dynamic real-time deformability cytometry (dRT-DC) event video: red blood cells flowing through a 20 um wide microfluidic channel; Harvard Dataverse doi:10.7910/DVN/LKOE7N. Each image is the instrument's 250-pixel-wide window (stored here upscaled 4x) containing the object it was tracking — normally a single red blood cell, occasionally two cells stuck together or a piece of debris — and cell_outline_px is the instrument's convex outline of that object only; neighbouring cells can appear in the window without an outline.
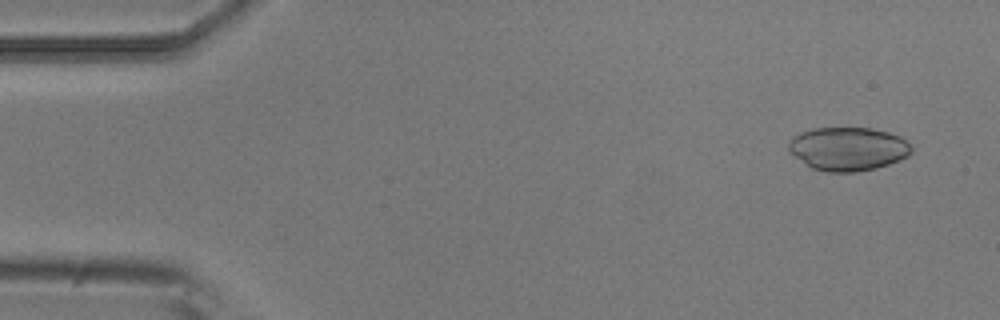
{"species": "common noctule bat (a hibernating species)", "species_latin": "Nyctalus noctula", "temperature_condition": "room temperature", "stored_images_in_passage": 8, "camera_frame_rate_fps": 3000, "um_per_image_px": 0.085, "animal": {"sex": "male", "body_mass_g": 20.5, "forearm_length_mm": 52.5}, "frame": {"image": 1, "passage_image": 1, "time_ms": 0.0, "image_size_px": [1000, 320], "cell_outline_px": [[912, 152], [908, 156], [900, 160], [876, 168], [856, 172], [828, 172], [812, 168], [796, 156], [788, 148], [788, 144], [800, 132], [812, 128], [872, 128], [888, 132], [900, 136], [912, 148]], "centroid_in_image_um": [72.12, 12.65], "position_along_channel_um": 12.9, "area_um2": 30.87}}
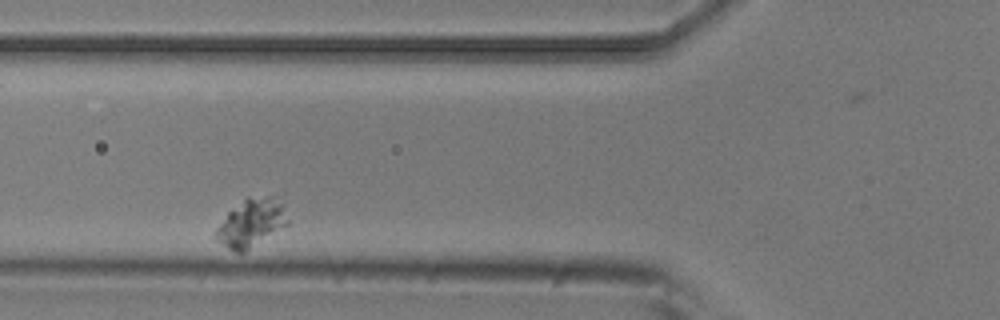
{"frame": {"image": 2, "passage_image": 7, "time_ms": 2.0, "image_size_px": [1000, 320], "cell_outline_px": [[288, 224], [244, 252], [236, 252], [228, 248], [212, 236], [216, 228], [228, 212], [248, 196], [272, 196], [284, 204], [288, 220]], "centroid_in_image_um": [21.35, 18.93], "position_along_channel_um": 104.5, "area_um2": 19.94}}
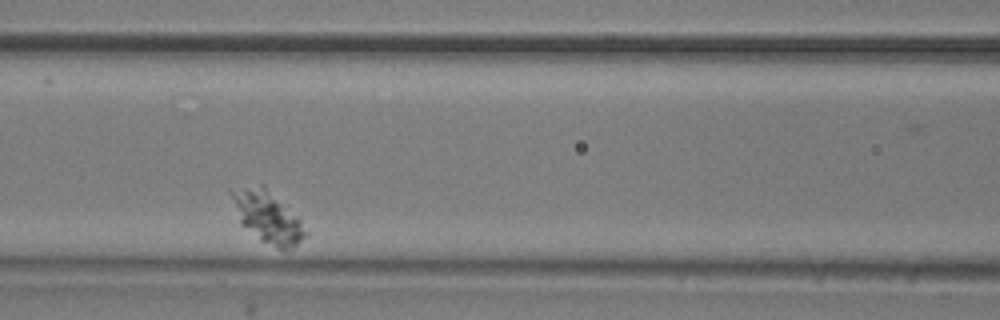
{"frame": {"image": 3, "passage_image": 8, "time_ms": 2.333, "image_size_px": [1000, 320], "cell_outline_px": [[308, 232], [296, 244], [288, 248], [280, 248], [260, 240], [240, 224], [228, 192], [228, 188], [260, 184], [264, 184], [300, 220]], "centroid_in_image_um": [22.65, 18.36], "position_along_channel_um": 144.0, "area_um2": 22.08}}